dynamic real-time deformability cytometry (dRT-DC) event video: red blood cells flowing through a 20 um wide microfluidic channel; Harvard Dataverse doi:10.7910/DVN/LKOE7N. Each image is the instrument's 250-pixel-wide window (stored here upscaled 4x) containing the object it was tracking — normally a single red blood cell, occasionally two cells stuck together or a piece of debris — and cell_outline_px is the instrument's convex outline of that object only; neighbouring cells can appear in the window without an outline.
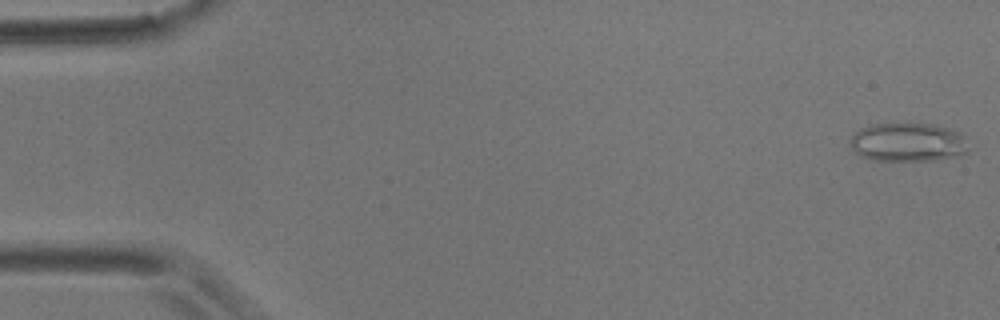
{"species": "common noctule bat (a hibernating species)", "species_latin": "Nyctalus noctula", "temperature_condition": "room temperature", "stored_images_in_passage": 55, "camera_frame_rate_fps": 3000, "um_per_image_px": 0.085, "animal": {"sex": "male", "body_mass_g": 17.9}, "frame": {"image": 1, "passage_image": 1, "time_ms": 0.0, "image_size_px": [1000, 320], "cell_outline_px": [[968, 152], [960, 156], [932, 160], [872, 160], [860, 156], [852, 148], [848, 140], [860, 128], [868, 124], [936, 124], [960, 132], [968, 148]], "centroid_in_image_um": [77.16, 12.09], "position_along_channel_um": 7.8, "area_um2": 26.76}}
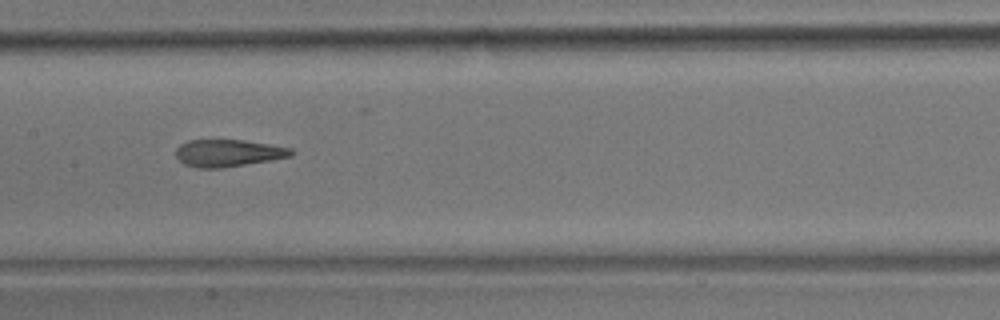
{"frame": {"image": 2, "passage_image": 27, "time_ms": 8.667, "image_size_px": [1000, 320], "cell_outline_px": [[296, 152], [292, 156], [220, 168], [200, 168], [184, 164], [176, 156], [176, 148], [180, 144], [188, 140], [244, 140], [292, 148]], "centroid_in_image_um": [19.39, 13.0], "position_along_channel_um": 188.0, "area_um2": 18.09}}
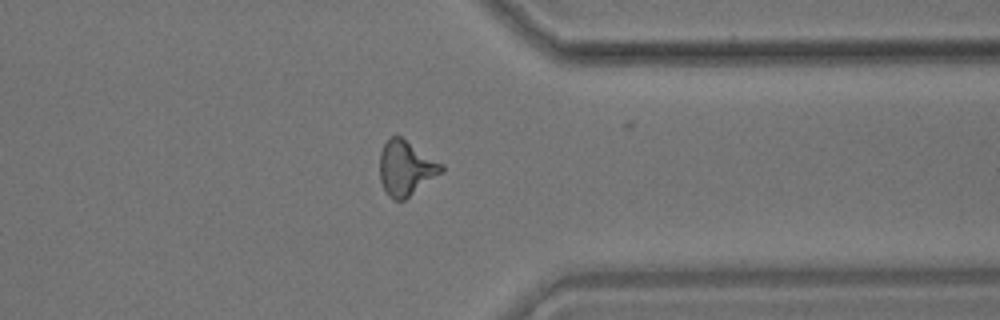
{"frame": {"image": 3, "passage_image": 43, "time_ms": 14.0, "image_size_px": [1000, 320], "cell_outline_px": [[444, 172], [404, 200], [392, 200], [388, 196], [380, 180], [380, 152], [384, 144], [392, 136], [400, 136], [444, 164]], "centroid_in_image_um": [34.53, 14.3], "position_along_channel_um": 376.9, "area_um2": 19.77}, "authors_computed_cell_mechanics": {"area_um2": 19.1896, "velocity_mm_per_s": 3.6494, "shape_relaxation_time_tau1_ms": null, "shape_relaxation_time_tau2_ms": 1.9452, "deformation_change_tau1": null, "deformation_change_tau2": 0.1191}}